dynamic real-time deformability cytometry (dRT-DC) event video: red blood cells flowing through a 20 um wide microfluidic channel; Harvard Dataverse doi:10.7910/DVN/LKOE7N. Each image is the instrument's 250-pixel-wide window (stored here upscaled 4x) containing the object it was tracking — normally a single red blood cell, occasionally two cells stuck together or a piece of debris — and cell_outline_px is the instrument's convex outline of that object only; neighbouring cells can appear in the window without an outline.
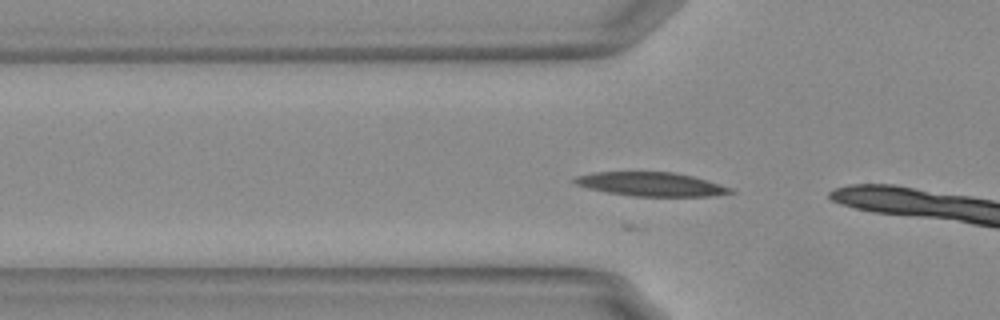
{"species": "Egyptian fruit bat (a non-hibernating species)", "species_latin": "Rousettus aegyptiacus", "temperature_condition": "warm", "stored_images_in_passage": 6, "camera_frame_rate_fps": 3000, "um_per_image_px": 0.085, "animal": {"sex": "female"}, "frame": {"image": 1, "passage_image": 5, "time_ms": 1.333, "image_size_px": [1000, 320], "cell_outline_px": [[732, 192], [712, 196], [632, 196], [608, 192], [588, 188], [572, 184], [572, 180], [576, 176], [596, 172], [672, 172], [692, 176], [728, 188]], "centroid_in_image_um": [55.2, 15.65], "position_along_channel_um": 70.6, "area_um2": 21.21}}